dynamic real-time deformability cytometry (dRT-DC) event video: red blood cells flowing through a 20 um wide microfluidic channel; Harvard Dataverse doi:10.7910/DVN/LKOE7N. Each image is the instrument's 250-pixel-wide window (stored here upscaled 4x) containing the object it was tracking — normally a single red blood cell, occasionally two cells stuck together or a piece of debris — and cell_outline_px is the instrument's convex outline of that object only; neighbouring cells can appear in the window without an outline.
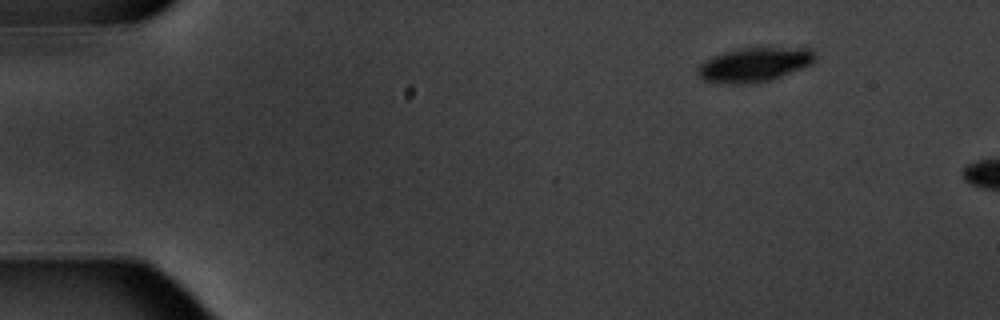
{"species": "common noctule bat (a hibernating species)", "species_latin": "Nyctalus noctula", "temperature_condition": "warm", "stored_images_in_passage": 3, "camera_frame_rate_fps": 3000, "um_per_image_px": 0.085, "animal": {"sex": "male", "body_mass_g": 20.1, "forearm_length_mm": 53.5}, "frame": {"image": 1, "passage_image": 1, "time_ms": 0.0, "image_size_px": [1000, 320], "cell_outline_px": [[816, 60], [812, 64], [772, 80], [744, 84], [728, 84], [704, 80], [700, 76], [700, 64], [724, 52], [740, 48], [808, 48], [816, 52]], "centroid_in_image_um": [64.21, 5.5], "position_along_channel_um": 20.8, "area_um2": 23.06}}